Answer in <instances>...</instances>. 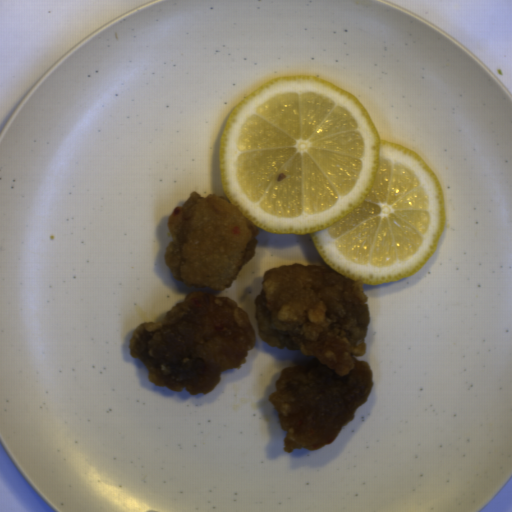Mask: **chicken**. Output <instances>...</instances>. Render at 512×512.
Segmentation results:
<instances>
[{
    "label": "chicken",
    "instance_id": "1",
    "mask_svg": "<svg viewBox=\"0 0 512 512\" xmlns=\"http://www.w3.org/2000/svg\"><path fill=\"white\" fill-rule=\"evenodd\" d=\"M362 279L329 266L295 262L263 274L255 296L262 341L313 359L284 369L269 395L286 435L283 451L332 443L369 396L373 371L354 356L366 351L371 312Z\"/></svg>",
    "mask_w": 512,
    "mask_h": 512
},
{
    "label": "chicken",
    "instance_id": "2",
    "mask_svg": "<svg viewBox=\"0 0 512 512\" xmlns=\"http://www.w3.org/2000/svg\"><path fill=\"white\" fill-rule=\"evenodd\" d=\"M256 342L248 313L235 299L192 291L164 320L136 326L128 351L146 366L149 383L208 394L224 370L246 363Z\"/></svg>",
    "mask_w": 512,
    "mask_h": 512
},
{
    "label": "chicken",
    "instance_id": "3",
    "mask_svg": "<svg viewBox=\"0 0 512 512\" xmlns=\"http://www.w3.org/2000/svg\"><path fill=\"white\" fill-rule=\"evenodd\" d=\"M171 238L164 263L173 278L213 292L230 287L259 244V226L244 218L228 196L191 191L168 215Z\"/></svg>",
    "mask_w": 512,
    "mask_h": 512
}]
</instances>
